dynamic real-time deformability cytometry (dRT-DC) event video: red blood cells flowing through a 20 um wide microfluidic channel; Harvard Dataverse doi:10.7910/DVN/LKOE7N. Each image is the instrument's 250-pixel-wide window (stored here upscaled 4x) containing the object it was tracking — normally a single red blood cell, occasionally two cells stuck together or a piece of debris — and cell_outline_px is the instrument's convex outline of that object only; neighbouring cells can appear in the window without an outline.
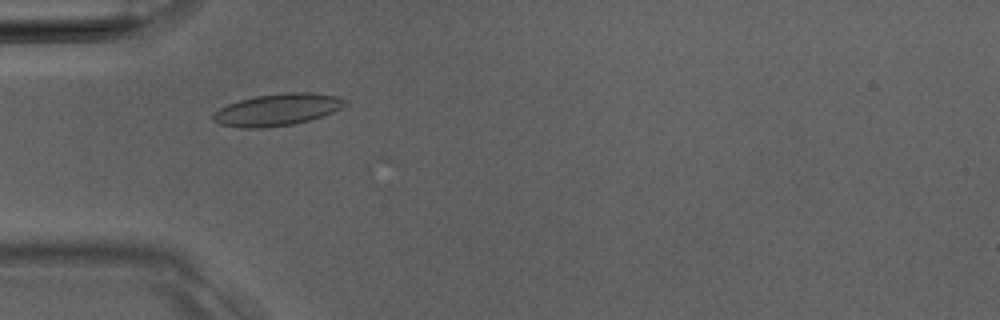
{"species": "Egyptian fruit bat (a non-hibernating species)", "species_latin": "Rousettus aegyptiacus", "temperature_condition": "room temperature", "stored_images_in_passage": 5, "camera_frame_rate_fps": 3000, "um_per_image_px": 0.085, "animal": {"sex": "male"}, "frame": {"image": 1, "passage_image": 2, "time_ms": 0.333, "image_size_px": [1000, 320], "cell_outline_px": [[344, 104], [340, 108], [332, 112], [308, 120], [292, 124], [264, 128], [244, 128], [220, 124], [212, 120], [212, 112], [228, 104], [240, 100], [256, 96], [284, 92], [316, 92], [336, 96], [344, 100]], "centroid_in_image_um": [23.51, 9.32], "position_along_channel_um": 61.5, "area_um2": 24.33}}